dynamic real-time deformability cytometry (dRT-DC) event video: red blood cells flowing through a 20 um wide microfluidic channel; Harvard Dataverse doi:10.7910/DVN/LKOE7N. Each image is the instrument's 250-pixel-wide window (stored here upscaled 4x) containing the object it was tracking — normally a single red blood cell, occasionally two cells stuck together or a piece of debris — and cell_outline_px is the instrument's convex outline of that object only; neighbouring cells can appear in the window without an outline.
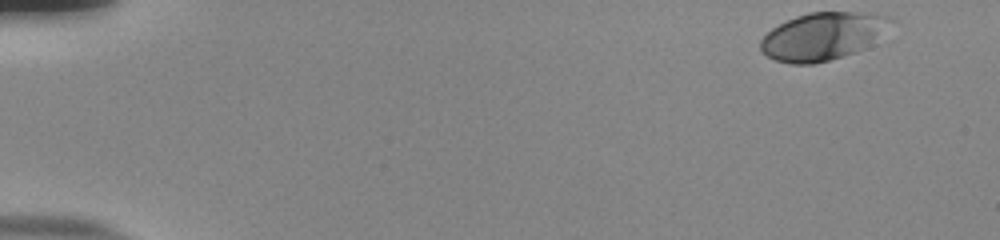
{"species": "human", "species_latin": "Homo sapiens", "temperature_condition": "room temperature", "stored_images_in_passage": 52, "camera_frame_rate_fps": 3000, "um_per_image_px": 0.085, "donor": {"sex": "male"}, "frame": {"image": 1, "passage_image": 1, "time_ms": 0.0, "image_size_px": [1000, 240], "cell_outline_px": [[896, 20], [864, 48], [828, 60], [812, 64], [792, 64], [776, 60], [768, 56], [760, 48], [760, 40], [772, 28], [796, 16], [808, 12], [852, 12], [888, 16]], "centroid_in_image_um": [69.9, 3.07], "position_along_channel_um": 15.1, "area_um2": 35.37}}
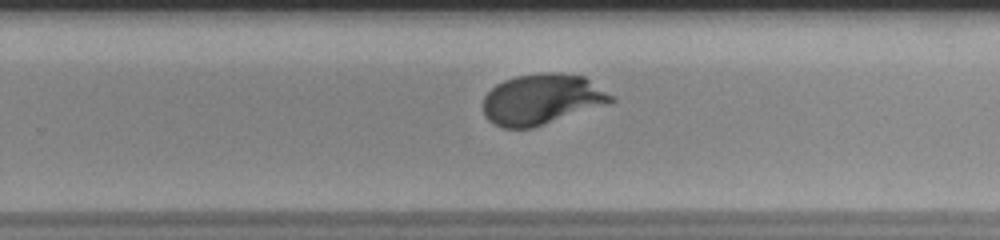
{"frame": {"image": 2, "passage_image": 34, "time_ms": 11.0, "image_size_px": [1000, 240], "cell_outline_px": [[616, 100], [608, 104], [532, 128], [504, 128], [488, 120], [484, 116], [484, 96], [496, 84], [504, 80], [516, 76], [548, 72], [560, 72], [584, 76], [612, 96]], "centroid_in_image_um": [46.05, 8.44], "position_along_channel_um": 283.8, "area_um2": 37.51}}
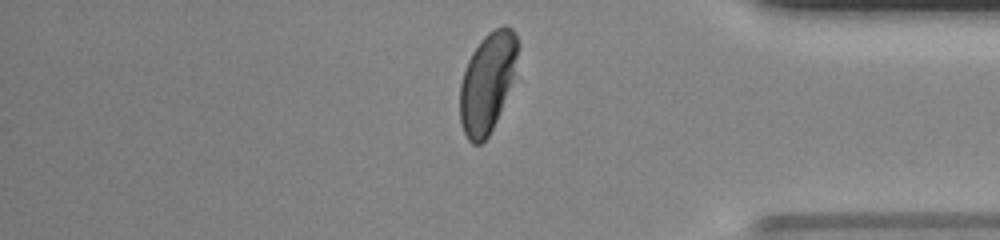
{"frame": {"image": 3, "passage_image": 44, "time_ms": 14.333, "image_size_px": [1000, 240], "cell_outline_px": [[520, 44], [512, 76], [496, 120], [488, 136], [480, 144], [472, 144], [468, 140], [460, 124], [460, 84], [468, 60], [472, 52], [484, 36], [488, 32], [504, 24], [512, 28], [516, 32]], "centroid_in_image_um": [41.41, 6.96], "position_along_channel_um": 393.8, "area_um2": 33.06}, "authors_computed_cell_mechanics": {"area_um2": 36.1539, "velocity_mm_per_s": 3.7714, "shape_relaxation_time_tau1_ms": 2.7757, "shape_relaxation_time_tau2_ms": null, "deformation_change_tau1": 0.1865, "deformation_change_tau2": null}}